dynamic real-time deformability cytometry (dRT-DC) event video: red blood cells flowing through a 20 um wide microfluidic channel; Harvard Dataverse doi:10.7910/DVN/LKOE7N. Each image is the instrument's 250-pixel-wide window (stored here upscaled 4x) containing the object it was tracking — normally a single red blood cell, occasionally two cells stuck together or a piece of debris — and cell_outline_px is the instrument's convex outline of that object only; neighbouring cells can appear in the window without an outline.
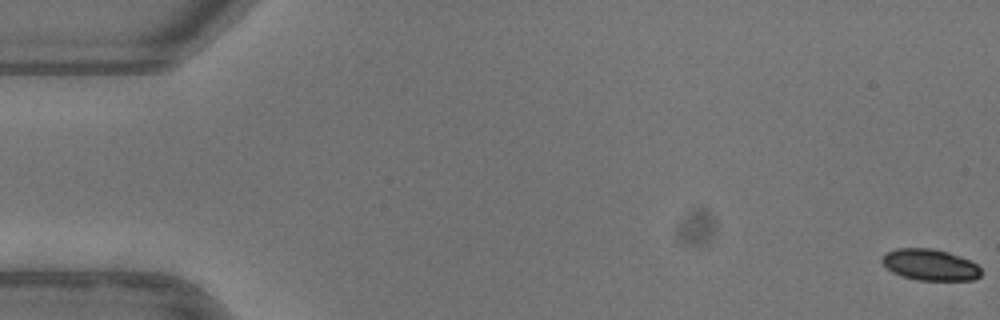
{"species": "common noctule bat (a hibernating species)", "species_latin": "Nyctalus noctula", "temperature_condition": "warm", "stored_images_in_passage": 54, "camera_frame_rate_fps": 3000, "um_per_image_px": 0.085, "animal": {"sex": "female"}, "frame": {"image": 1, "passage_image": 1, "time_ms": 0.0, "image_size_px": [1000, 320], "cell_outline_px": [[980, 276], [972, 280], [916, 280], [900, 276], [892, 272], [880, 260], [880, 256], [896, 248], [932, 248], [948, 252], [960, 256], [976, 264], [980, 268]], "centroid_in_image_um": [79.02, 22.5], "position_along_channel_um": 6.0, "area_um2": 18.09}}
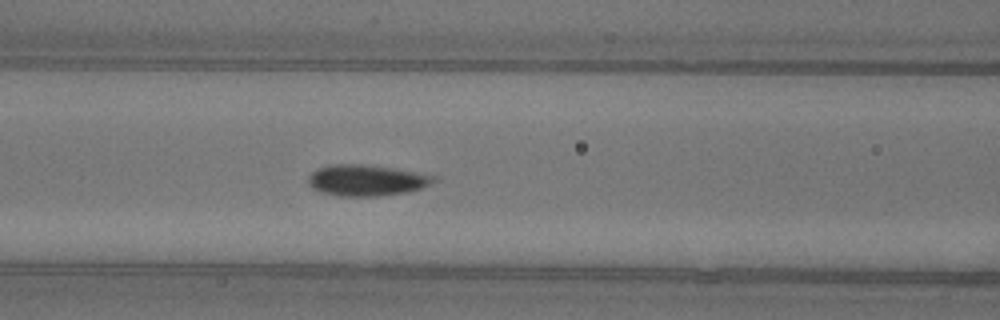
{"frame": {"image": 2, "passage_image": 23, "time_ms": 7.333, "image_size_px": [1000, 320], "cell_outline_px": [[440, 180], [420, 188], [408, 192], [380, 196], [340, 196], [320, 192], [312, 188], [308, 184], [308, 176], [316, 168], [332, 164], [360, 164], [392, 168], [436, 176]], "centroid_in_image_um": [31.13, 15.33], "position_along_channel_um": 135.5, "area_um2": 22.83}}
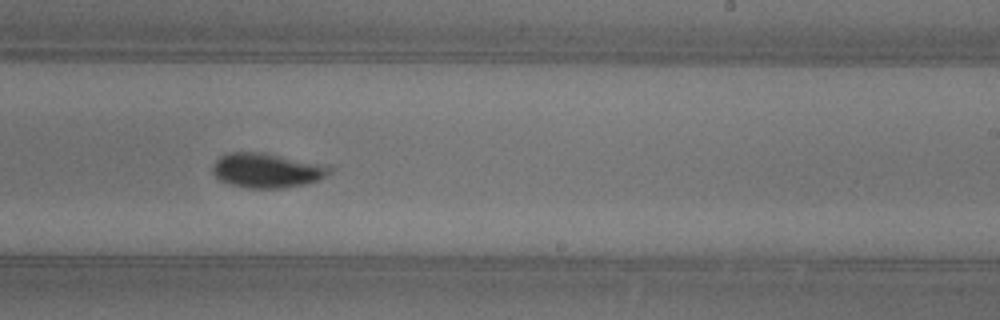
{"frame": {"image": 3, "passage_image": 33, "time_ms": 10.667, "image_size_px": [1000, 320], "cell_outline_px": [[332, 172], [308, 184], [280, 188], [248, 188], [228, 184], [220, 180], [212, 172], [212, 168], [216, 160], [220, 156], [228, 152], [256, 152], [324, 164], [332, 168]], "centroid_in_image_um": [22.65, 14.49], "position_along_channel_um": 266.3, "area_um2": 23.35}, "authors_computed_cell_mechanics": {"area_um2": 21.097, "velocity_mm_per_s": 3.9354, "shape_relaxation_time_tau1_ms": 3.4699, "shape_relaxation_time_tau2_ms": 4.4725, "deformation_change_tau1": 0.0947, "deformation_change_tau2": 0.0627}}